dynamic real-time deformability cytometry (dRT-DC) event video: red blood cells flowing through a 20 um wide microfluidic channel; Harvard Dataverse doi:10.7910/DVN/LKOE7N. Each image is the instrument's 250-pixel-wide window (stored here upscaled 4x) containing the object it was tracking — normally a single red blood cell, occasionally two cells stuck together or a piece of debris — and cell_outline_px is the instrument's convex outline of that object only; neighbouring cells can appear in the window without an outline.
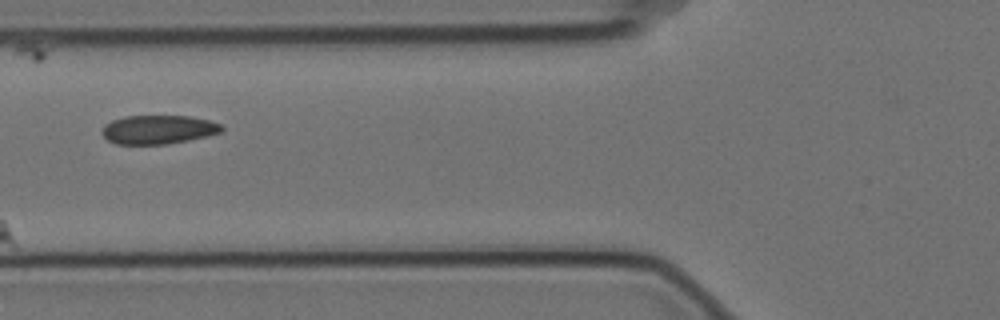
{"species": "Egyptian fruit bat (a non-hibernating species)", "species_latin": "Rousettus aegyptiacus", "temperature_condition": "cold", "stored_images_in_passage": 6, "camera_frame_rate_fps": 3000, "um_per_image_px": 0.085, "animal": {"sex": "female"}, "frame": {"image": 1, "passage_image": 3, "time_ms": 0.667, "image_size_px": [1000, 320], "cell_outline_px": [[224, 128], [220, 132], [208, 136], [188, 140], [164, 144], [116, 144], [108, 140], [100, 132], [104, 124], [112, 120], [124, 116], [188, 116], [208, 120], [220, 124]], "centroid_in_image_um": [13.42, 11.01], "position_along_channel_um": 112.4, "area_um2": 20.06}}